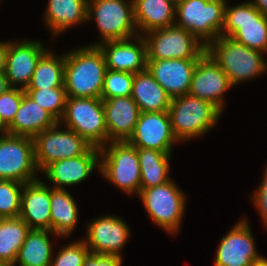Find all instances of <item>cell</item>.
Instances as JSON below:
<instances>
[{"mask_svg":"<svg viewBox=\"0 0 267 266\" xmlns=\"http://www.w3.org/2000/svg\"><path fill=\"white\" fill-rule=\"evenodd\" d=\"M110 141H127L133 134L141 111L131 96L102 99Z\"/></svg>","mask_w":267,"mask_h":266,"instance_id":"obj_22","label":"cell"},{"mask_svg":"<svg viewBox=\"0 0 267 266\" xmlns=\"http://www.w3.org/2000/svg\"><path fill=\"white\" fill-rule=\"evenodd\" d=\"M59 123L77 132L92 147L101 149L110 142L101 98L68 97Z\"/></svg>","mask_w":267,"mask_h":266,"instance_id":"obj_5","label":"cell"},{"mask_svg":"<svg viewBox=\"0 0 267 266\" xmlns=\"http://www.w3.org/2000/svg\"><path fill=\"white\" fill-rule=\"evenodd\" d=\"M222 36H229L248 48L267 53V17L249 1L225 5Z\"/></svg>","mask_w":267,"mask_h":266,"instance_id":"obj_8","label":"cell"},{"mask_svg":"<svg viewBox=\"0 0 267 266\" xmlns=\"http://www.w3.org/2000/svg\"><path fill=\"white\" fill-rule=\"evenodd\" d=\"M135 43H133V41ZM104 54L106 68L138 73L147 69V45L143 35L98 44Z\"/></svg>","mask_w":267,"mask_h":266,"instance_id":"obj_18","label":"cell"},{"mask_svg":"<svg viewBox=\"0 0 267 266\" xmlns=\"http://www.w3.org/2000/svg\"><path fill=\"white\" fill-rule=\"evenodd\" d=\"M147 60L199 59L206 46L192 33L177 25L149 31L143 35Z\"/></svg>","mask_w":267,"mask_h":266,"instance_id":"obj_10","label":"cell"},{"mask_svg":"<svg viewBox=\"0 0 267 266\" xmlns=\"http://www.w3.org/2000/svg\"><path fill=\"white\" fill-rule=\"evenodd\" d=\"M106 61L98 45L65 53L64 86L68 97L101 98Z\"/></svg>","mask_w":267,"mask_h":266,"instance_id":"obj_1","label":"cell"},{"mask_svg":"<svg viewBox=\"0 0 267 266\" xmlns=\"http://www.w3.org/2000/svg\"><path fill=\"white\" fill-rule=\"evenodd\" d=\"M171 1L172 3H174L175 5H177L181 0H169Z\"/></svg>","mask_w":267,"mask_h":266,"instance_id":"obj_43","label":"cell"},{"mask_svg":"<svg viewBox=\"0 0 267 266\" xmlns=\"http://www.w3.org/2000/svg\"><path fill=\"white\" fill-rule=\"evenodd\" d=\"M136 148L154 149L171 154L174 136L167 112H141L133 134L127 140Z\"/></svg>","mask_w":267,"mask_h":266,"instance_id":"obj_14","label":"cell"},{"mask_svg":"<svg viewBox=\"0 0 267 266\" xmlns=\"http://www.w3.org/2000/svg\"><path fill=\"white\" fill-rule=\"evenodd\" d=\"M44 22L52 35L88 21V0H48Z\"/></svg>","mask_w":267,"mask_h":266,"instance_id":"obj_26","label":"cell"},{"mask_svg":"<svg viewBox=\"0 0 267 266\" xmlns=\"http://www.w3.org/2000/svg\"><path fill=\"white\" fill-rule=\"evenodd\" d=\"M137 155L141 172L140 191L171 180L169 178L171 154L154 149L137 148Z\"/></svg>","mask_w":267,"mask_h":266,"instance_id":"obj_29","label":"cell"},{"mask_svg":"<svg viewBox=\"0 0 267 266\" xmlns=\"http://www.w3.org/2000/svg\"><path fill=\"white\" fill-rule=\"evenodd\" d=\"M25 90L10 87L0 95V125L6 129L19 110Z\"/></svg>","mask_w":267,"mask_h":266,"instance_id":"obj_36","label":"cell"},{"mask_svg":"<svg viewBox=\"0 0 267 266\" xmlns=\"http://www.w3.org/2000/svg\"><path fill=\"white\" fill-rule=\"evenodd\" d=\"M168 113L174 136L179 143L210 131L222 111L207 100L185 94L171 100Z\"/></svg>","mask_w":267,"mask_h":266,"instance_id":"obj_3","label":"cell"},{"mask_svg":"<svg viewBox=\"0 0 267 266\" xmlns=\"http://www.w3.org/2000/svg\"><path fill=\"white\" fill-rule=\"evenodd\" d=\"M23 186L13 180H0V219L20 216Z\"/></svg>","mask_w":267,"mask_h":266,"instance_id":"obj_33","label":"cell"},{"mask_svg":"<svg viewBox=\"0 0 267 266\" xmlns=\"http://www.w3.org/2000/svg\"><path fill=\"white\" fill-rule=\"evenodd\" d=\"M131 97L141 112H167L172 100L148 69L134 74Z\"/></svg>","mask_w":267,"mask_h":266,"instance_id":"obj_25","label":"cell"},{"mask_svg":"<svg viewBox=\"0 0 267 266\" xmlns=\"http://www.w3.org/2000/svg\"><path fill=\"white\" fill-rule=\"evenodd\" d=\"M261 257L257 253L249 223L244 218L221 238L215 266H255Z\"/></svg>","mask_w":267,"mask_h":266,"instance_id":"obj_13","label":"cell"},{"mask_svg":"<svg viewBox=\"0 0 267 266\" xmlns=\"http://www.w3.org/2000/svg\"><path fill=\"white\" fill-rule=\"evenodd\" d=\"M25 92L58 122L61 120L68 98L65 87L26 89Z\"/></svg>","mask_w":267,"mask_h":266,"instance_id":"obj_32","label":"cell"},{"mask_svg":"<svg viewBox=\"0 0 267 266\" xmlns=\"http://www.w3.org/2000/svg\"><path fill=\"white\" fill-rule=\"evenodd\" d=\"M35 164L34 139L7 133L0 135V180L28 183L39 179Z\"/></svg>","mask_w":267,"mask_h":266,"instance_id":"obj_11","label":"cell"},{"mask_svg":"<svg viewBox=\"0 0 267 266\" xmlns=\"http://www.w3.org/2000/svg\"><path fill=\"white\" fill-rule=\"evenodd\" d=\"M87 16L88 21L94 17L102 36L101 41L90 45L139 35L134 21L133 0H88Z\"/></svg>","mask_w":267,"mask_h":266,"instance_id":"obj_9","label":"cell"},{"mask_svg":"<svg viewBox=\"0 0 267 266\" xmlns=\"http://www.w3.org/2000/svg\"><path fill=\"white\" fill-rule=\"evenodd\" d=\"M133 10L139 35L175 24L176 5L169 0H133Z\"/></svg>","mask_w":267,"mask_h":266,"instance_id":"obj_24","label":"cell"},{"mask_svg":"<svg viewBox=\"0 0 267 266\" xmlns=\"http://www.w3.org/2000/svg\"><path fill=\"white\" fill-rule=\"evenodd\" d=\"M206 52L227 74L232 86L243 81H250L267 70L265 53L251 49L229 36L220 35L207 47Z\"/></svg>","mask_w":267,"mask_h":266,"instance_id":"obj_2","label":"cell"},{"mask_svg":"<svg viewBox=\"0 0 267 266\" xmlns=\"http://www.w3.org/2000/svg\"><path fill=\"white\" fill-rule=\"evenodd\" d=\"M60 125L57 122L33 138L38 172L52 162L83 155L91 147L77 132L67 127L60 130Z\"/></svg>","mask_w":267,"mask_h":266,"instance_id":"obj_12","label":"cell"},{"mask_svg":"<svg viewBox=\"0 0 267 266\" xmlns=\"http://www.w3.org/2000/svg\"><path fill=\"white\" fill-rule=\"evenodd\" d=\"M134 73L106 69L101 99L131 96Z\"/></svg>","mask_w":267,"mask_h":266,"instance_id":"obj_34","label":"cell"},{"mask_svg":"<svg viewBox=\"0 0 267 266\" xmlns=\"http://www.w3.org/2000/svg\"><path fill=\"white\" fill-rule=\"evenodd\" d=\"M138 196L154 224L171 235L180 230L186 196L172 179L165 184L143 189Z\"/></svg>","mask_w":267,"mask_h":266,"instance_id":"obj_7","label":"cell"},{"mask_svg":"<svg viewBox=\"0 0 267 266\" xmlns=\"http://www.w3.org/2000/svg\"><path fill=\"white\" fill-rule=\"evenodd\" d=\"M50 214V187L40 179L25 183L19 217L30 229L51 230Z\"/></svg>","mask_w":267,"mask_h":266,"instance_id":"obj_21","label":"cell"},{"mask_svg":"<svg viewBox=\"0 0 267 266\" xmlns=\"http://www.w3.org/2000/svg\"><path fill=\"white\" fill-rule=\"evenodd\" d=\"M40 41H8L5 75L9 87L26 90L32 79L36 64L46 52ZM21 85V86H20Z\"/></svg>","mask_w":267,"mask_h":266,"instance_id":"obj_17","label":"cell"},{"mask_svg":"<svg viewBox=\"0 0 267 266\" xmlns=\"http://www.w3.org/2000/svg\"><path fill=\"white\" fill-rule=\"evenodd\" d=\"M255 266H267V258L261 257L255 264Z\"/></svg>","mask_w":267,"mask_h":266,"instance_id":"obj_42","label":"cell"},{"mask_svg":"<svg viewBox=\"0 0 267 266\" xmlns=\"http://www.w3.org/2000/svg\"><path fill=\"white\" fill-rule=\"evenodd\" d=\"M51 231L59 237H69L77 225L76 201L65 189L50 188Z\"/></svg>","mask_w":267,"mask_h":266,"instance_id":"obj_27","label":"cell"},{"mask_svg":"<svg viewBox=\"0 0 267 266\" xmlns=\"http://www.w3.org/2000/svg\"><path fill=\"white\" fill-rule=\"evenodd\" d=\"M86 230L87 238L83 241L91 253L122 257L121 251L130 237V229L121 217L108 215L95 218Z\"/></svg>","mask_w":267,"mask_h":266,"instance_id":"obj_15","label":"cell"},{"mask_svg":"<svg viewBox=\"0 0 267 266\" xmlns=\"http://www.w3.org/2000/svg\"><path fill=\"white\" fill-rule=\"evenodd\" d=\"M65 54L57 56L49 49L38 60L27 89L65 87Z\"/></svg>","mask_w":267,"mask_h":266,"instance_id":"obj_30","label":"cell"},{"mask_svg":"<svg viewBox=\"0 0 267 266\" xmlns=\"http://www.w3.org/2000/svg\"><path fill=\"white\" fill-rule=\"evenodd\" d=\"M0 266H13V265H10V264H0Z\"/></svg>","mask_w":267,"mask_h":266,"instance_id":"obj_45","label":"cell"},{"mask_svg":"<svg viewBox=\"0 0 267 266\" xmlns=\"http://www.w3.org/2000/svg\"><path fill=\"white\" fill-rule=\"evenodd\" d=\"M8 41L0 42V72H5L7 62Z\"/></svg>","mask_w":267,"mask_h":266,"instance_id":"obj_39","label":"cell"},{"mask_svg":"<svg viewBox=\"0 0 267 266\" xmlns=\"http://www.w3.org/2000/svg\"><path fill=\"white\" fill-rule=\"evenodd\" d=\"M101 175L128 195L140 193L141 172L137 148L127 141H110L100 149Z\"/></svg>","mask_w":267,"mask_h":266,"instance_id":"obj_6","label":"cell"},{"mask_svg":"<svg viewBox=\"0 0 267 266\" xmlns=\"http://www.w3.org/2000/svg\"><path fill=\"white\" fill-rule=\"evenodd\" d=\"M49 235L59 237L51 230L30 229L14 266H51L53 247Z\"/></svg>","mask_w":267,"mask_h":266,"instance_id":"obj_28","label":"cell"},{"mask_svg":"<svg viewBox=\"0 0 267 266\" xmlns=\"http://www.w3.org/2000/svg\"><path fill=\"white\" fill-rule=\"evenodd\" d=\"M100 149L90 147L83 155L66 158L50 163L42 172L52 188L65 189L64 186H73L83 182L98 167L100 170Z\"/></svg>","mask_w":267,"mask_h":266,"instance_id":"obj_19","label":"cell"},{"mask_svg":"<svg viewBox=\"0 0 267 266\" xmlns=\"http://www.w3.org/2000/svg\"><path fill=\"white\" fill-rule=\"evenodd\" d=\"M261 14L267 17V0L249 1Z\"/></svg>","mask_w":267,"mask_h":266,"instance_id":"obj_40","label":"cell"},{"mask_svg":"<svg viewBox=\"0 0 267 266\" xmlns=\"http://www.w3.org/2000/svg\"><path fill=\"white\" fill-rule=\"evenodd\" d=\"M231 87L227 74L205 52L194 69L189 94L207 100L224 111V94Z\"/></svg>","mask_w":267,"mask_h":266,"instance_id":"obj_16","label":"cell"},{"mask_svg":"<svg viewBox=\"0 0 267 266\" xmlns=\"http://www.w3.org/2000/svg\"><path fill=\"white\" fill-rule=\"evenodd\" d=\"M9 88L10 87L5 72H0V95L3 94Z\"/></svg>","mask_w":267,"mask_h":266,"instance_id":"obj_41","label":"cell"},{"mask_svg":"<svg viewBox=\"0 0 267 266\" xmlns=\"http://www.w3.org/2000/svg\"><path fill=\"white\" fill-rule=\"evenodd\" d=\"M226 2L227 0H181L176 5L175 17L178 19L175 20V25L188 30L207 47L221 35Z\"/></svg>","mask_w":267,"mask_h":266,"instance_id":"obj_4","label":"cell"},{"mask_svg":"<svg viewBox=\"0 0 267 266\" xmlns=\"http://www.w3.org/2000/svg\"><path fill=\"white\" fill-rule=\"evenodd\" d=\"M255 208L259 211L262 217V222L267 228V165L264 171L262 182L257 191L252 196Z\"/></svg>","mask_w":267,"mask_h":266,"instance_id":"obj_37","label":"cell"},{"mask_svg":"<svg viewBox=\"0 0 267 266\" xmlns=\"http://www.w3.org/2000/svg\"><path fill=\"white\" fill-rule=\"evenodd\" d=\"M58 121L26 93L19 110L5 133L34 138L37 134L54 126Z\"/></svg>","mask_w":267,"mask_h":266,"instance_id":"obj_23","label":"cell"},{"mask_svg":"<svg viewBox=\"0 0 267 266\" xmlns=\"http://www.w3.org/2000/svg\"><path fill=\"white\" fill-rule=\"evenodd\" d=\"M199 59L147 60V69L173 99L189 94Z\"/></svg>","mask_w":267,"mask_h":266,"instance_id":"obj_20","label":"cell"},{"mask_svg":"<svg viewBox=\"0 0 267 266\" xmlns=\"http://www.w3.org/2000/svg\"><path fill=\"white\" fill-rule=\"evenodd\" d=\"M122 261L120 256L90 252L82 266H122Z\"/></svg>","mask_w":267,"mask_h":266,"instance_id":"obj_38","label":"cell"},{"mask_svg":"<svg viewBox=\"0 0 267 266\" xmlns=\"http://www.w3.org/2000/svg\"><path fill=\"white\" fill-rule=\"evenodd\" d=\"M81 240L62 247L56 257H52L51 266H82L90 251Z\"/></svg>","mask_w":267,"mask_h":266,"instance_id":"obj_35","label":"cell"},{"mask_svg":"<svg viewBox=\"0 0 267 266\" xmlns=\"http://www.w3.org/2000/svg\"><path fill=\"white\" fill-rule=\"evenodd\" d=\"M29 226L20 218L0 219V264L15 265Z\"/></svg>","mask_w":267,"mask_h":266,"instance_id":"obj_31","label":"cell"},{"mask_svg":"<svg viewBox=\"0 0 267 266\" xmlns=\"http://www.w3.org/2000/svg\"><path fill=\"white\" fill-rule=\"evenodd\" d=\"M0 133H5V129L0 125Z\"/></svg>","mask_w":267,"mask_h":266,"instance_id":"obj_44","label":"cell"}]
</instances>
